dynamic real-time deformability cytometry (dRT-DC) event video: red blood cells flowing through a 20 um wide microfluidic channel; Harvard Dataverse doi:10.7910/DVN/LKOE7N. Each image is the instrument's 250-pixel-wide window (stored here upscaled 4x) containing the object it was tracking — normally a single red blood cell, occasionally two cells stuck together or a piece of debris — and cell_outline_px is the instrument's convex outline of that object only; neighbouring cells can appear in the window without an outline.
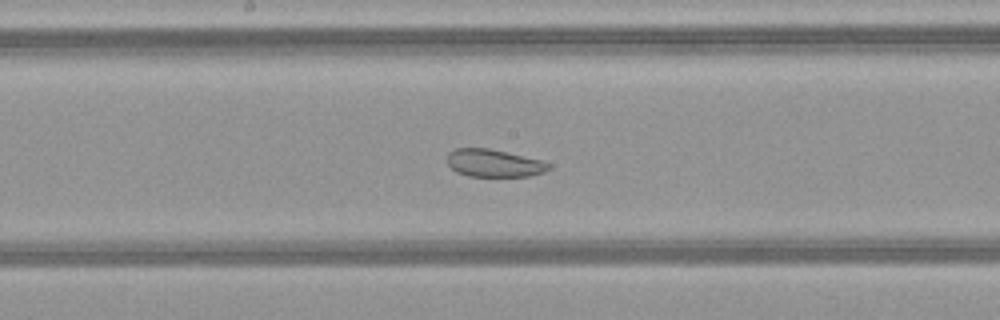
{"species": "common noctule bat (a hibernating species)", "species_latin": "Nyctalus noctula", "temperature_condition": "warm", "stored_images_in_passage": 42, "camera_frame_rate_fps": 3000, "um_per_image_px": 0.085, "animal": {"sex": "female", "body_mass_g": 21.9}, "frame": {"image": 1, "passage_image": 18, "time_ms": 5.667, "image_size_px": [1000, 320], "cell_outline_px": [[548, 168], [544, 172], [528, 176], [468, 176], [456, 172], [448, 164], [448, 152], [456, 148], [488, 148], [540, 160], [548, 164]], "centroid_in_image_um": [41.92, 13.87], "position_along_channel_um": 206.3, "area_um2": 16.01}}
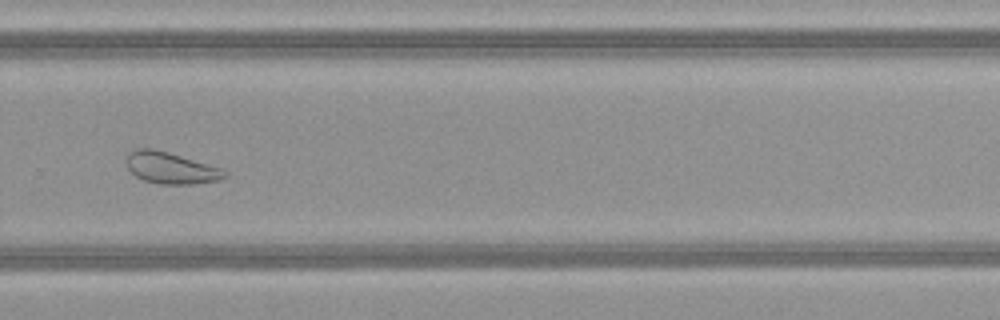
{"frame": {"image": 2, "passage_image": 26, "time_ms": 8.333, "image_size_px": [1000, 320], "cell_outline_px": [[228, 176], [220, 180], [192, 184], [160, 184], [144, 180], [136, 176], [128, 168], [124, 160], [128, 152], [136, 148], [152, 148], [168, 152], [220, 168], [228, 172]], "centroid_in_image_um": [14.49, 14.27], "position_along_channel_um": 315.3, "area_um2": 18.09}}
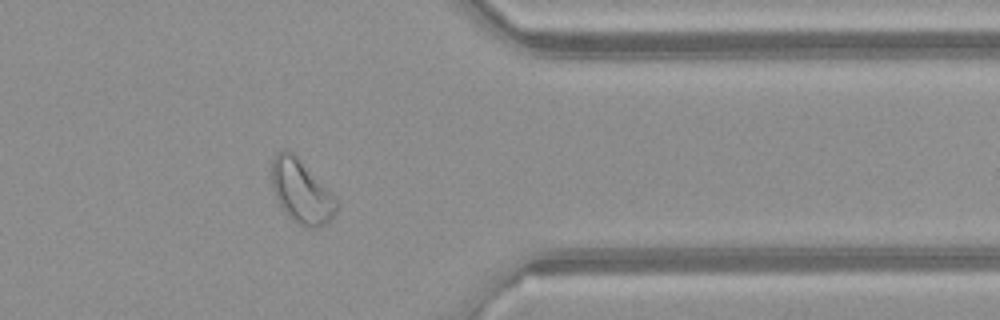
{"frame": {"image": 3, "passage_image": 32, "time_ms": 10.333, "image_size_px": [1000, 320], "cell_outline_px": [[336, 212], [320, 228], [304, 228], [292, 220], [280, 208], [272, 188], [272, 160], [276, 152], [284, 148], [292, 152], [296, 156], [336, 200]], "centroid_in_image_um": [25.54, 16.31], "position_along_channel_um": 385.9, "area_um2": 23.47}, "authors_computed_cell_mechanics": {"area_um2": 22.9466, "velocity_mm_per_s": 4.1085, "shape_relaxation_time_tau1_ms": null, "shape_relaxation_time_tau2_ms": 2.4877, "deformation_change_tau1": null, "deformation_change_tau2": 0.0891}}